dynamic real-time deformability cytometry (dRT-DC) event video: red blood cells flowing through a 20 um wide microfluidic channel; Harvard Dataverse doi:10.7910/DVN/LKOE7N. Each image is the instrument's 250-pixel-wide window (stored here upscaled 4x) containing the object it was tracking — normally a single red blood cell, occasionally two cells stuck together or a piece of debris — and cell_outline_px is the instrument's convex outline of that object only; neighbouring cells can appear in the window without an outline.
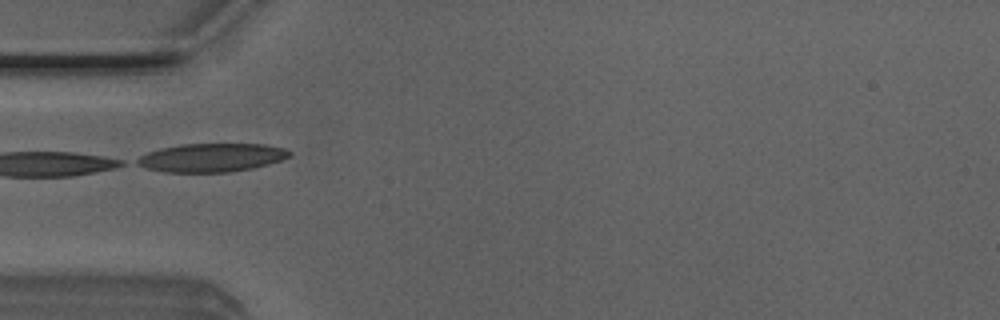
{"species": "Egyptian fruit bat (a non-hibernating species)", "species_latin": "Rousettus aegyptiacus", "temperature_condition": "room temperature", "stored_images_in_passage": 18, "camera_frame_rate_fps": 3000, "um_per_image_px": 0.085, "animal": {"sex": "male"}, "frame": {"image": 1, "passage_image": 1, "time_ms": 0.0, "image_size_px": [1000, 320], "cell_outline_px": [[292, 152], [288, 156], [280, 160], [268, 164], [252, 168], [232, 172], [164, 172], [144, 168], [136, 164], [132, 160], [148, 152], [160, 148], [180, 144], [264, 144], [284, 148]], "centroid_in_image_um": [17.91, 13.4], "position_along_channel_um": 67.1, "area_um2": 25.43}}